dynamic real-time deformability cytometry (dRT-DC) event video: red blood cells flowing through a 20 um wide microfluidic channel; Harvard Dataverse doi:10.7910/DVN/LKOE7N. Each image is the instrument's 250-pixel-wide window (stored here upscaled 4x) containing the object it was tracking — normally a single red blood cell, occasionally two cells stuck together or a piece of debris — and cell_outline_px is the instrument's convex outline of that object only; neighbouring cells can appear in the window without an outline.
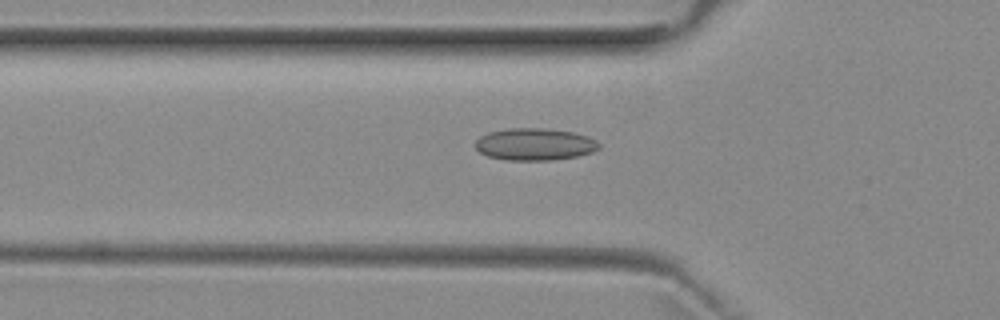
{"species": "common noctule bat (a hibernating species)", "species_latin": "Nyctalus noctula", "temperature_condition": "room temperature", "stored_images_in_passage": 37, "camera_frame_rate_fps": 3000, "um_per_image_px": 0.085, "animal": {"sex": "female", "body_mass_g": 29.2, "forearm_length_mm": 56.3}, "frame": {"image": 1, "passage_image": 2, "time_ms": 0.333, "image_size_px": [1000, 320], "cell_outline_px": [[600, 148], [592, 152], [576, 156], [552, 160], [508, 160], [488, 156], [480, 152], [476, 148], [476, 140], [480, 136], [488, 132], [508, 128], [540, 128], [572, 132], [588, 136], [596, 140], [600, 144]], "centroid_in_image_um": [45.45, 12.26], "position_along_channel_um": 80.3, "area_um2": 23.06}}
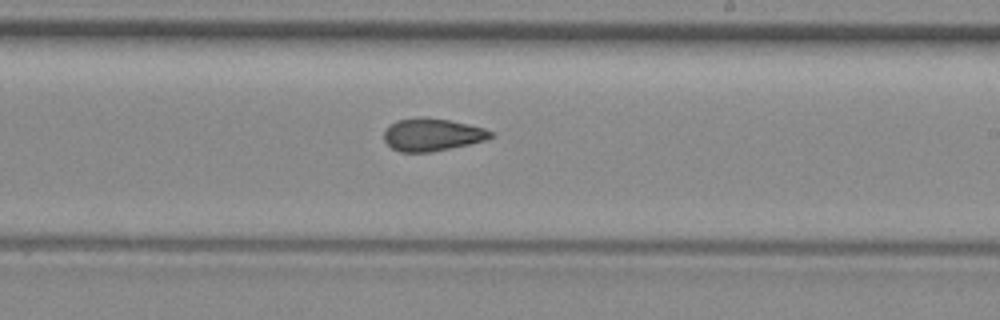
{"frame": {"image": 2, "passage_image": 15, "time_ms": 4.667, "image_size_px": [1000, 320], "cell_outline_px": [[496, 136], [484, 140], [468, 144], [428, 152], [400, 152], [392, 148], [384, 140], [384, 132], [396, 120], [448, 120], [468, 124], [484, 128], [492, 132]], "centroid_in_image_um": [36.76, 11.49], "position_along_channel_um": 252.2, "area_um2": 19.31}}
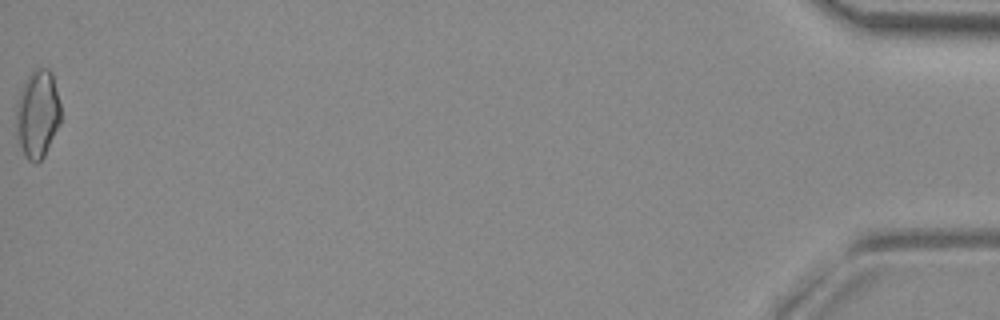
{"frame": {"image": 3, "passage_image": 37, "time_ms": 12.0, "image_size_px": [1000, 320], "cell_outline_px": [[60, 124], [44, 156], [36, 164], [28, 160], [24, 156], [20, 144], [16, 128], [16, 108], [20, 92], [24, 80], [36, 68], [48, 68], [52, 72], [60, 104]], "centroid_in_image_um": [3.2, 9.69], "position_along_channel_um": 432.0, "area_um2": 22.83}, "authors_computed_cell_mechanics": {"area_um2": 20.2878, "velocity_mm_per_s": 3.9574, "shape_relaxation_time_tau1_ms": null, "shape_relaxation_time_tau2_ms": 2.6854, "deformation_change_tau1": null, "deformation_change_tau2": 0.084}}